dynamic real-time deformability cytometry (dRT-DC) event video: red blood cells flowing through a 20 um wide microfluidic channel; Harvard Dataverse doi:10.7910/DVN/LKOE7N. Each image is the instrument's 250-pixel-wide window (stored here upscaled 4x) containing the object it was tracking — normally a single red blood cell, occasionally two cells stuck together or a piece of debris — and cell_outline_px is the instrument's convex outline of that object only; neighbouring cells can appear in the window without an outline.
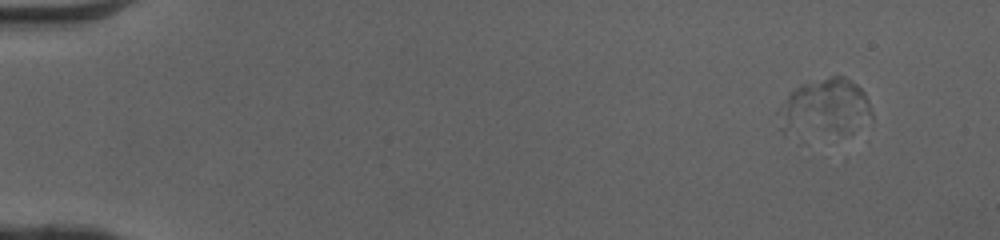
{"species": "human", "species_latin": "Homo sapiens", "temperature_condition": "cold", "stored_images_in_passage": 48, "segment_of_instrument_passage": [1, 2], "camera_frame_rate_fps": 3000, "um_per_image_px": 0.085, "donor": {"sex": "female"}, "frame": {"image": 1, "passage_image": 1, "time_ms": 0.0, "image_size_px": [1000, 240], "cell_outline_px": [[872, 120], [840, 132], [784, 136], [780, 128], [776, 112], [784, 100], [796, 88], [804, 84], [828, 76], [844, 76], [856, 84], [864, 92], [868, 100], [872, 112]], "centroid_in_image_um": [70.04, 9.14], "position_along_channel_um": 15.0, "area_um2": 30.87}}
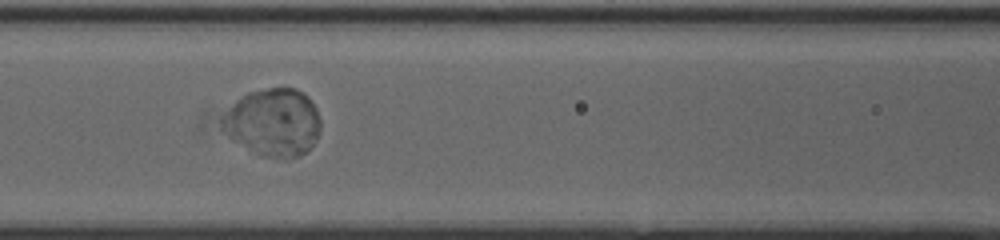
{"frame": {"image": 2, "passage_image": 21, "time_ms": 6.667, "image_size_px": [1000, 240], "cell_outline_px": [[320, 132], [316, 140], [308, 152], [300, 156], [288, 160], [264, 156], [232, 140], [220, 128], [220, 120], [236, 100], [240, 96], [248, 92], [268, 88], [296, 88], [308, 96], [316, 108], [320, 120]], "centroid_in_image_um": [23.25, 10.42], "position_along_channel_um": 143.4, "area_um2": 39.25}}
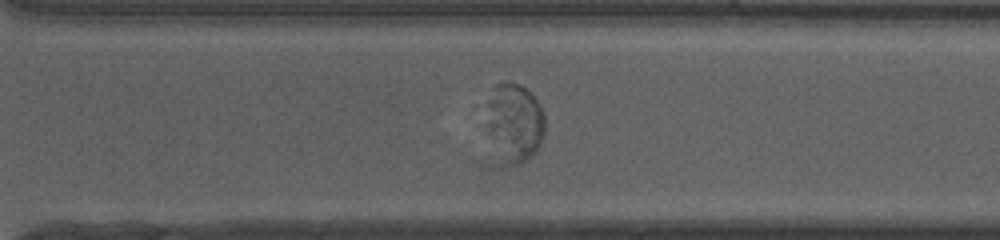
{"frame": {"image": 3, "passage_image": 35, "time_ms": 11.333, "image_size_px": [1000, 240], "cell_outline_px": [[544, 132], [536, 148], [520, 164], [500, 168], [488, 124], [488, 104], [496, 84], [520, 84], [540, 104], [544, 116]], "centroid_in_image_um": [43.72, 10.5], "position_along_channel_um": 326.9, "area_um2": 26.01}}